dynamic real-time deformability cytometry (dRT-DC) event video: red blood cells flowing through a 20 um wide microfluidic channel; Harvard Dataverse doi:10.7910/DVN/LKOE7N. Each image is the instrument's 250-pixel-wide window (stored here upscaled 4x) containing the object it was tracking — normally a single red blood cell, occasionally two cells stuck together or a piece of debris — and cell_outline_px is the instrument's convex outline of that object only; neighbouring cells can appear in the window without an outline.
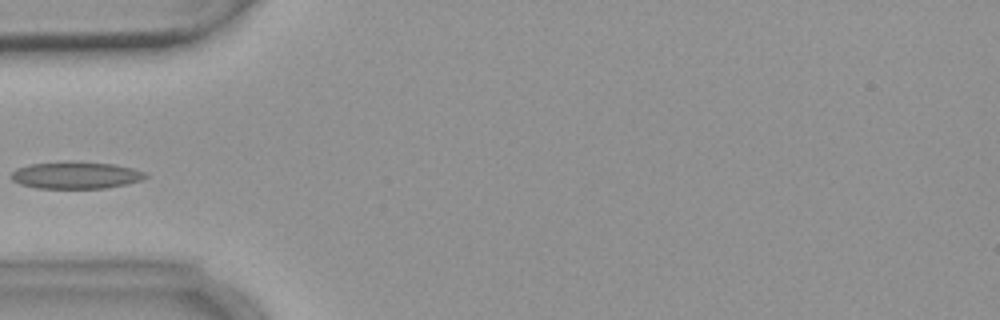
{"species": "common noctule bat (a hibernating species)", "species_latin": "Nyctalus noctula", "temperature_condition": "warm", "stored_images_in_passage": 5, "camera_frame_rate_fps": 3000, "um_per_image_px": 0.085, "animal": {"sex": "female", "body_mass_g": 18.4}, "frame": {"image": 1, "passage_image": 5, "time_ms": 5.333, "image_size_px": [1000, 320], "cell_outline_px": [[148, 176], [144, 180], [104, 188], [36, 188], [20, 184], [12, 180], [12, 172], [16, 168], [32, 164], [64, 160], [72, 160], [116, 164], [132, 168], [144, 172]], "centroid_in_image_um": [6.45, 14.87], "position_along_channel_um": 78.6, "area_um2": 21.44}}